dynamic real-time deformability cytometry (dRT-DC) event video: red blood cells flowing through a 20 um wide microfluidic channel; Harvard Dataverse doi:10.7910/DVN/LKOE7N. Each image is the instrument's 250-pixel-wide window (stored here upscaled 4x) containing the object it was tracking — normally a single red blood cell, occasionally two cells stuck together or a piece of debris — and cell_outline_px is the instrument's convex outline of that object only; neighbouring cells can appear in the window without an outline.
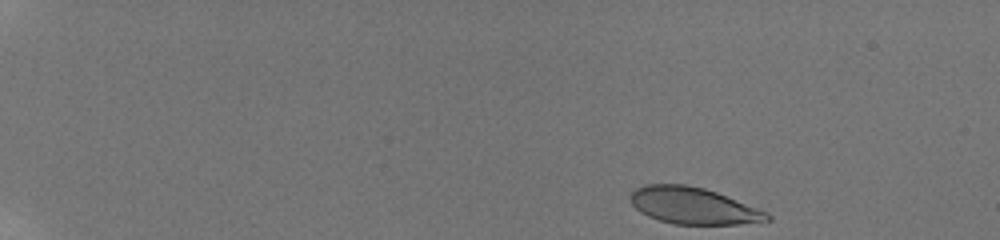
{"species": "human", "species_latin": "Homo sapiens", "temperature_condition": "room temperature", "stored_images_in_passage": 49, "camera_frame_rate_fps": 3000, "um_per_image_px": 0.085, "donor": {"sex": "male"}, "frame": {"image": 1, "passage_image": 1, "time_ms": 0.0, "image_size_px": [1000, 240], "cell_outline_px": [[772, 220], [736, 224], [676, 224], [660, 220], [648, 216], [640, 212], [632, 204], [628, 196], [636, 188], [644, 184], [688, 184], [704, 188], [716, 192], [768, 212], [772, 216]], "centroid_in_image_um": [58.91, 17.48], "position_along_channel_um": 26.1, "area_um2": 29.19}}
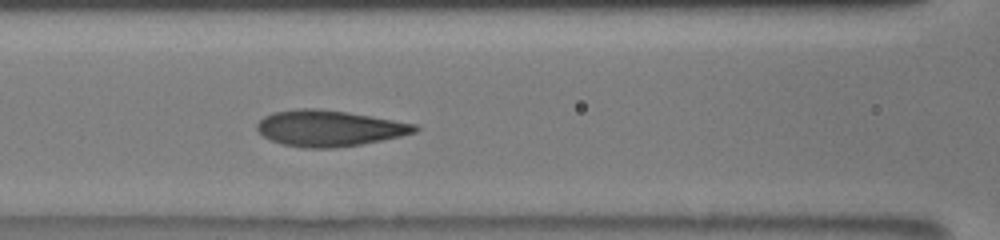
{"frame": {"image": 2, "passage_image": 21, "time_ms": 6.667, "image_size_px": [1000, 240], "cell_outline_px": [[420, 128], [416, 132], [400, 136], [360, 144], [332, 148], [304, 148], [284, 144], [272, 140], [264, 136], [256, 128], [256, 124], [264, 116], [272, 112], [296, 108], [316, 108], [348, 112], [416, 124]], "centroid_in_image_um": [27.96, 10.89], "position_along_channel_um": 138.6, "area_um2": 32.95}}
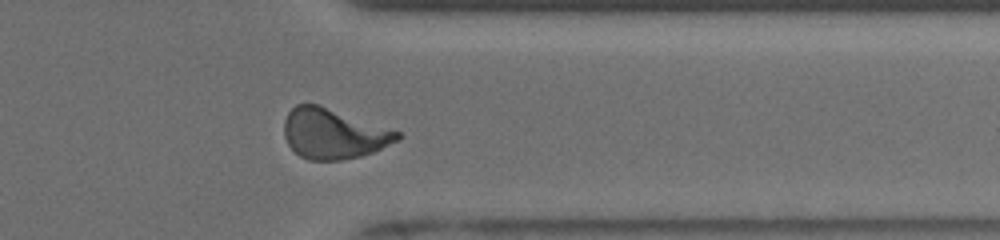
{"frame": {"image": 3, "passage_image": 40, "time_ms": 13.0, "image_size_px": [1000, 240], "cell_outline_px": [[400, 140], [372, 152], [360, 156], [340, 160], [308, 160], [300, 156], [288, 144], [284, 136], [284, 120], [288, 112], [296, 104], [320, 104], [400, 132]], "centroid_in_image_um": [28.33, 11.36], "position_along_channel_um": 383.1, "area_um2": 33.06}, "authors_computed_cell_mechanics": {"area_um2": 32.1946, "velocity_mm_per_s": 3.8631, "shape_relaxation_time_tau1_ms": 4.4354, "shape_relaxation_time_tau2_ms": null, "deformation_change_tau1": 0.1823, "deformation_change_tau2": null}}